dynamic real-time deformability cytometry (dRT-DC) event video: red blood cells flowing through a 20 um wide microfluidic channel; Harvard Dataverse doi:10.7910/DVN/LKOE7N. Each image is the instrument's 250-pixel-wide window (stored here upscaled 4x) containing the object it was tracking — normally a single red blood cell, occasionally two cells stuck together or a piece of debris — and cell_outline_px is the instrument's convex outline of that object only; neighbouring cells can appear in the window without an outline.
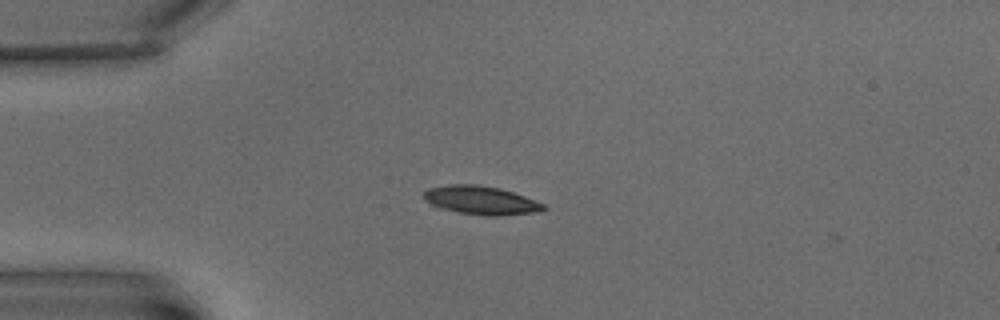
{"species": "common noctule bat (a hibernating species)", "species_latin": "Nyctalus noctula", "temperature_condition": "warm", "stored_images_in_passage": 2, "camera_frame_rate_fps": 3000, "um_per_image_px": 0.085, "animal": {"sex": "male", "body_mass_g": 15.6}, "frame": {"image": 1, "passage_image": 1, "time_ms": 0.0, "image_size_px": [1000, 320], "cell_outline_px": [[548, 208], [540, 212], [500, 216], [484, 216], [456, 212], [436, 208], [424, 200], [424, 192], [428, 188], [448, 184], [476, 184], [500, 188], [524, 196], [544, 204]], "centroid_in_image_um": [40.86, 17.04], "position_along_channel_um": 44.1, "area_um2": 20.29}}